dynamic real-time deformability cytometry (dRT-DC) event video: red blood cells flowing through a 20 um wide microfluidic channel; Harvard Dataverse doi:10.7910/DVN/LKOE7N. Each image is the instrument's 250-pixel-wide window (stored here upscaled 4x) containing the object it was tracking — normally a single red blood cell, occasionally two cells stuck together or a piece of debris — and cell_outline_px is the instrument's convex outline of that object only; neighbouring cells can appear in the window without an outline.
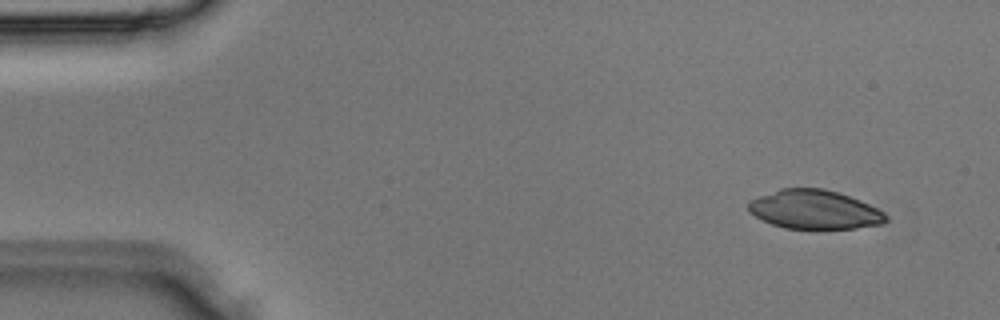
{"species": "Egyptian fruit bat (a non-hibernating species)", "species_latin": "Rousettus aegyptiacus", "temperature_condition": "room temperature", "stored_images_in_passage": 3, "camera_frame_rate_fps": 3000, "um_per_image_px": 0.085, "animal": {"sex": "male"}, "frame": {"image": 1, "passage_image": 1, "time_ms": 0.0, "image_size_px": [1000, 320], "cell_outline_px": [[888, 220], [884, 224], [856, 228], [784, 228], [772, 224], [748, 212], [748, 200], [780, 188], [824, 188], [860, 200], [884, 212], [888, 216]], "centroid_in_image_um": [69.23, 17.81], "position_along_channel_um": 15.8, "area_um2": 31.15}}